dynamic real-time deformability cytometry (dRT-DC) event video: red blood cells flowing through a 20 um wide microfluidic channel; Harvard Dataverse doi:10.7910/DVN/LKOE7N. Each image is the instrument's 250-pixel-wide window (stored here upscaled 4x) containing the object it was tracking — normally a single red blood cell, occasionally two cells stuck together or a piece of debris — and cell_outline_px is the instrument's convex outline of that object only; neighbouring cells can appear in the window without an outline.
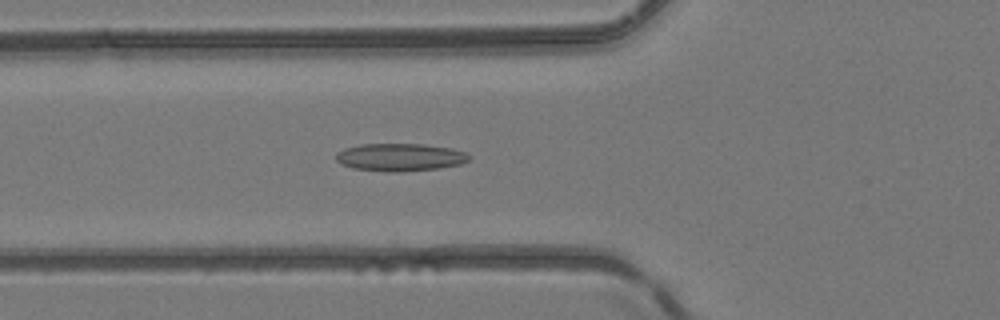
{"species": "common noctule bat (a hibernating species)", "species_latin": "Nyctalus noctula", "temperature_condition": "room temperature", "stored_images_in_passage": 42, "camera_frame_rate_fps": 3000, "um_per_image_px": 0.085, "animal": {"sex": "female", "body_mass_g": 24.6, "forearm_length_mm": 56.2}, "frame": {"image": 1, "passage_image": 11, "time_ms": 3.333, "image_size_px": [1000, 320], "cell_outline_px": [[472, 156], [468, 160], [460, 164], [440, 168], [396, 172], [388, 172], [352, 168], [340, 164], [336, 160], [336, 152], [344, 148], [360, 144], [424, 144], [452, 148], [464, 152]], "centroid_in_image_um": [33.98, 13.36], "position_along_channel_um": 91.8, "area_um2": 21.62}}
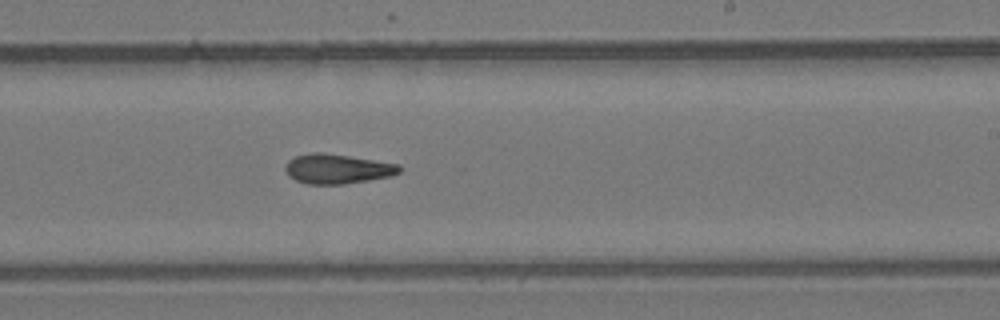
{"frame": {"image": 2, "passage_image": 23, "time_ms": 7.333, "image_size_px": [1000, 320], "cell_outline_px": [[404, 168], [400, 172], [392, 176], [344, 184], [308, 184], [296, 180], [288, 176], [284, 168], [284, 164], [288, 160], [296, 156], [312, 152], [324, 152], [400, 164]], "centroid_in_image_um": [28.68, 14.35], "position_along_channel_um": 260.3, "area_um2": 19.94}}
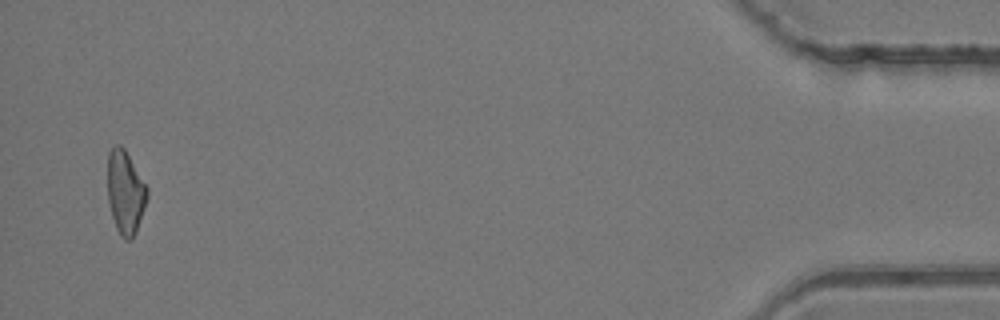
{"frame": {"image": 3, "passage_image": 41, "time_ms": 13.333, "image_size_px": [1000, 320], "cell_outline_px": [[148, 196], [136, 232], [132, 240], [124, 240], [120, 236], [116, 228], [112, 216], [108, 200], [108, 152], [116, 144], [120, 144], [124, 148], [148, 188]], "centroid_in_image_um": [10.65, 16.36], "position_along_channel_um": 424.5, "area_um2": 19.19}, "authors_computed_cell_mechanics": {"area_um2": 19.652, "velocity_mm_per_s": 4.2056, "shape_relaxation_time_tau1_ms": null, "shape_relaxation_time_tau2_ms": 5.127, "deformation_change_tau1": null, "deformation_change_tau2": 0.1594}}